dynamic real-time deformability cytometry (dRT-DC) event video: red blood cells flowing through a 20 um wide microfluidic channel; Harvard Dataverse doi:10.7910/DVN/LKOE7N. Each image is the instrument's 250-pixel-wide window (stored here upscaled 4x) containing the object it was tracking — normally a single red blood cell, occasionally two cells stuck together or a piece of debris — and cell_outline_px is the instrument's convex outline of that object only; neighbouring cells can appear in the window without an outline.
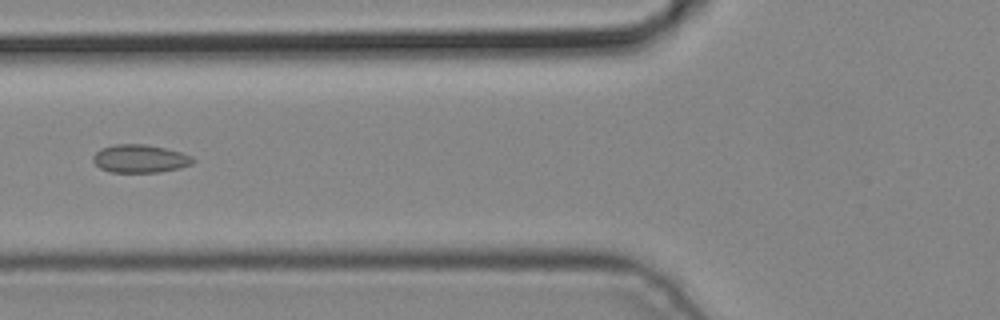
{"species": "common noctule bat (a hibernating species)", "species_latin": "Nyctalus noctula", "temperature_condition": "cold", "stored_images_in_passage": 6, "camera_frame_rate_fps": 3000, "um_per_image_px": 0.085, "animal": {"sex": "male", "body_mass_g": 19.2, "forearm_length_mm": 51.8}, "frame": {"image": 1, "passage_image": 6, "time_ms": 1.667, "image_size_px": [1000, 320], "cell_outline_px": [[196, 160], [192, 164], [180, 168], [160, 172], [108, 172], [100, 168], [92, 160], [92, 156], [100, 148], [116, 144], [144, 144], [164, 148], [180, 152], [192, 156]], "centroid_in_image_um": [11.89, 13.49], "position_along_channel_um": 113.9, "area_um2": 16.42}}